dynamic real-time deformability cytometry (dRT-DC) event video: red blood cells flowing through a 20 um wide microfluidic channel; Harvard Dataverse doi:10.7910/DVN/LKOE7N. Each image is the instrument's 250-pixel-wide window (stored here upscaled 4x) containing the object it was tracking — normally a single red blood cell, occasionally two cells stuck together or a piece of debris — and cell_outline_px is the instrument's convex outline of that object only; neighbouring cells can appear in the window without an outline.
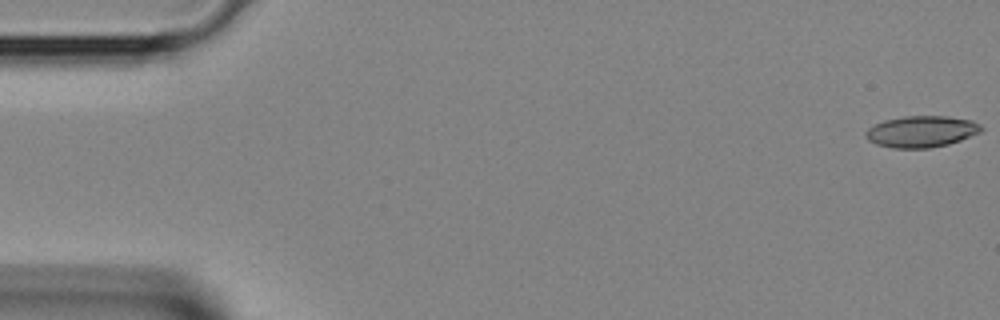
{"species": "Egyptian fruit bat (a non-hibernating species)", "species_latin": "Rousettus aegyptiacus", "temperature_condition": "room temperature", "stored_images_in_passage": 40, "camera_frame_rate_fps": 3000, "um_per_image_px": 0.085, "animal": {"sex": "female"}, "frame": {"image": 1, "passage_image": 1, "time_ms": 0.0, "image_size_px": [1000, 320], "cell_outline_px": [[984, 128], [980, 132], [960, 140], [948, 144], [928, 148], [892, 148], [876, 144], [868, 140], [864, 136], [864, 132], [868, 128], [884, 120], [904, 116], [948, 116], [972, 120], [980, 124]], "centroid_in_image_um": [78.31, 11.18], "position_along_channel_um": 6.7, "area_um2": 21.21}}
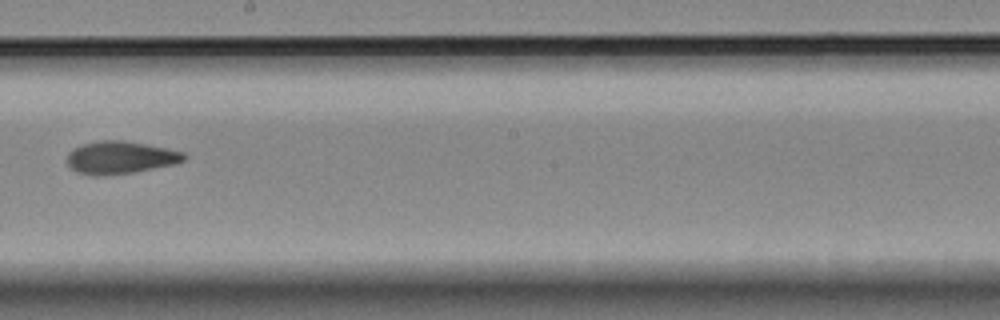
{"frame": {"image": 2, "passage_image": 23, "time_ms": 7.333, "image_size_px": [1000, 320], "cell_outline_px": [[188, 156], [184, 160], [176, 164], [132, 172], [76, 172], [68, 164], [68, 152], [72, 148], [80, 144], [100, 140], [120, 140], [168, 148], [184, 152]], "centroid_in_image_um": [10.29, 13.33], "position_along_channel_um": 237.9, "area_um2": 21.39}}
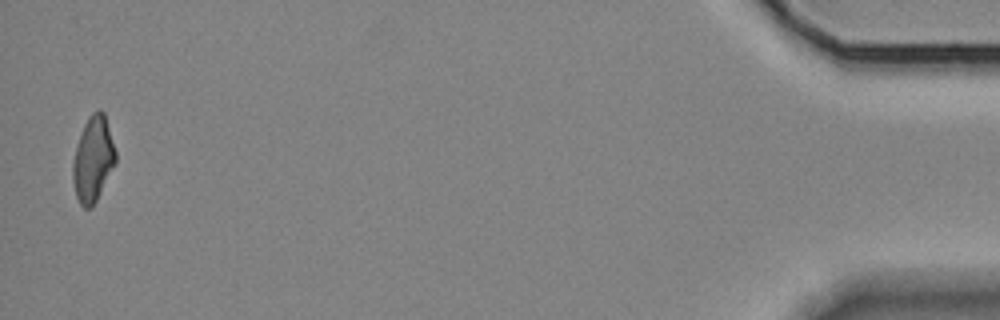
{"frame": {"image": 3, "passage_image": 40, "time_ms": 13.0, "image_size_px": [1000, 320], "cell_outline_px": [[116, 164], [92, 208], [84, 208], [80, 204], [76, 196], [72, 180], [72, 164], [80, 132], [88, 116], [92, 112], [104, 112], [116, 152]], "centroid_in_image_um": [7.9, 13.56], "position_along_channel_um": 427.3, "area_um2": 21.27}}